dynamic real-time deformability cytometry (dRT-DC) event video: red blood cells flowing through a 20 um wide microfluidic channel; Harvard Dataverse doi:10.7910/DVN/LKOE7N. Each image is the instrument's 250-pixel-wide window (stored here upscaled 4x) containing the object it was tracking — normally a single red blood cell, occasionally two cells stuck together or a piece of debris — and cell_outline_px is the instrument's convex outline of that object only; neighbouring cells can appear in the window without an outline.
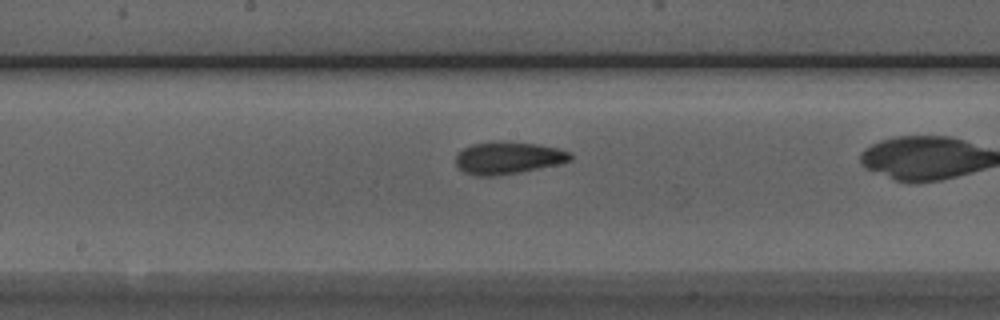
{"species": "Egyptian fruit bat (a non-hibernating species)", "species_latin": "Rousettus aegyptiacus", "temperature_condition": "room temperature", "stored_images_in_passage": 31, "camera_frame_rate_fps": 3000, "um_per_image_px": 0.085, "animal": {"sex": "male"}, "frame": {"image": 1, "passage_image": 18, "time_ms": 5.667, "image_size_px": [1000, 320], "cell_outline_px": [[572, 160], [556, 164], [516, 172], [492, 176], [476, 176], [464, 172], [456, 164], [456, 156], [464, 148], [472, 144], [492, 140], [504, 140], [536, 144], [560, 148], [572, 152]], "centroid_in_image_um": [43.18, 13.38], "position_along_channel_um": 205.0, "area_um2": 21.56}}
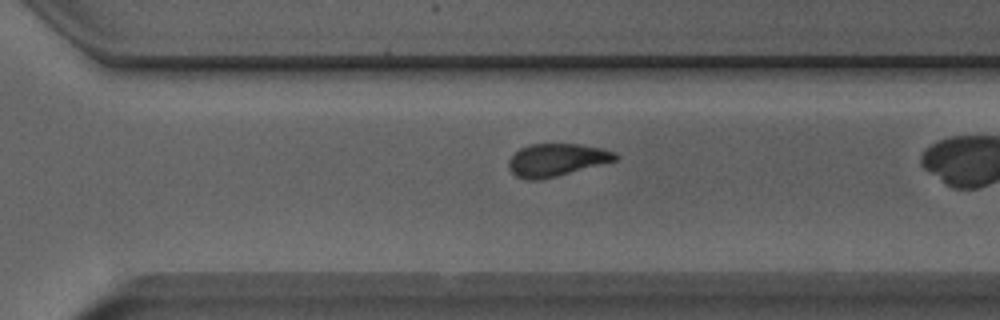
{"frame": {"image": 2, "passage_image": 27, "time_ms": 8.667, "image_size_px": [1000, 320], "cell_outline_px": [[620, 156], [616, 160], [556, 176], [540, 180], [524, 180], [516, 176], [508, 168], [508, 160], [520, 148], [528, 144], [580, 144], [600, 148], [616, 152]], "centroid_in_image_um": [47.28, 13.59], "position_along_channel_um": 323.3, "area_um2": 20.23}}